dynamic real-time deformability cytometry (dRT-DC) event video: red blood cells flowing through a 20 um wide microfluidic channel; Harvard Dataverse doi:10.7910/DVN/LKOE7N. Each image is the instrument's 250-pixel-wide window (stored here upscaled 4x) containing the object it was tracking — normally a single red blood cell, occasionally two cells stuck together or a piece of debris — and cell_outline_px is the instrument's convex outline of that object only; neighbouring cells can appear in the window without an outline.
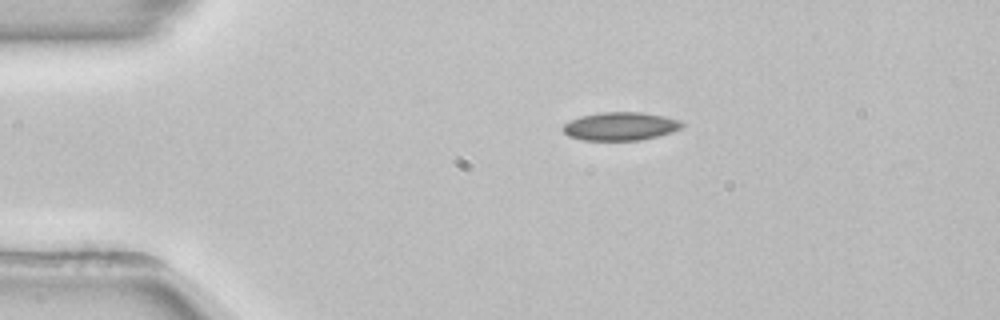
{"species": "common noctule bat (a hibernating species)", "species_latin": "Nyctalus noctula", "temperature_condition": "room temperature", "stored_images_in_passage": 36, "camera_frame_rate_fps": 3000, "um_per_image_px": 0.085, "animal": {"sex": "female", "body_mass_g": 22.7, "forearm_length_mm": 54.2}, "frame": {"image": 1, "passage_image": 1, "time_ms": 0.0, "image_size_px": [1000, 320], "cell_outline_px": [[684, 124], [680, 128], [656, 136], [640, 140], [584, 140], [568, 136], [560, 128], [564, 124], [580, 116], [600, 112], [640, 112], [664, 116], [676, 120]], "centroid_in_image_um": [52.66, 10.73], "position_along_channel_um": 32.3, "area_um2": 19.31}}